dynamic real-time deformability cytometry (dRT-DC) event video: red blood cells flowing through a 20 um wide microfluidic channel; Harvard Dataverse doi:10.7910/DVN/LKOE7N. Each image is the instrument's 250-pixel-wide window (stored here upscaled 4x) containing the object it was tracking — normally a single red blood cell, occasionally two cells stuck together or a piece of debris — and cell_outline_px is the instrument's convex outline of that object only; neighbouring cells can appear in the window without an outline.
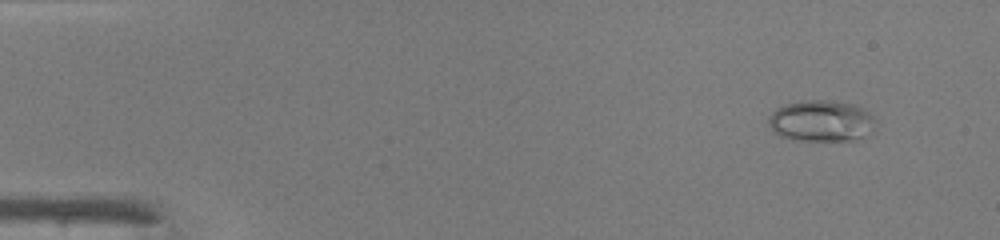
{"species": "common noctule bat (a hibernating species)", "species_latin": "Nyctalus noctula", "temperature_condition": "warm", "stored_images_in_passage": 48, "camera_frame_rate_fps": 3000, "um_per_image_px": 0.085, "animal": {"sex": "male", "body_mass_g": 19.0, "forearm_length_mm": 50.8}, "frame": {"image": 1, "passage_image": 5, "time_ms": 1.333, "image_size_px": [1000, 240], "cell_outline_px": [[872, 120], [860, 136], [852, 140], [792, 140], [780, 136], [768, 124], [768, 116], [772, 112], [788, 104], [804, 100], [828, 100], [852, 104], [868, 112], [872, 116]], "centroid_in_image_um": [69.67, 10.26], "position_along_channel_um": 15.3, "area_um2": 24.62}}
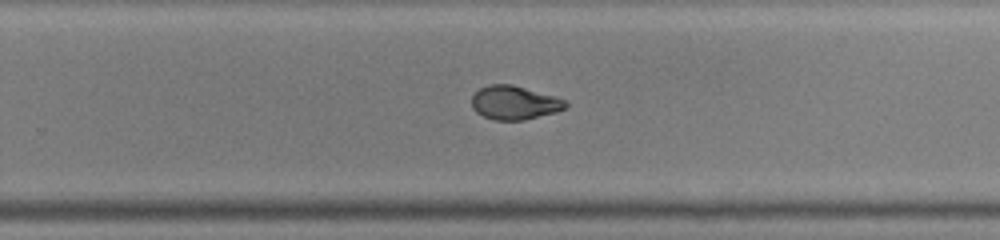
{"frame": {"image": 2, "passage_image": 32, "time_ms": 10.333, "image_size_px": [1000, 240], "cell_outline_px": [[568, 104], [564, 108], [556, 112], [524, 120], [492, 120], [476, 112], [472, 108], [472, 96], [480, 88], [488, 84], [512, 84], [556, 96], [564, 100]], "centroid_in_image_um": [43.71, 8.72], "position_along_channel_um": 286.1, "area_um2": 18.5}}
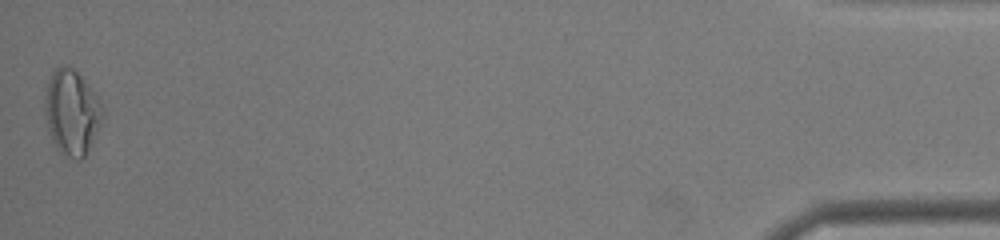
{"frame": {"image": 3, "passage_image": 48, "time_ms": 15.667, "image_size_px": [1000, 240], "cell_outline_px": [[104, 108], [100, 120], [88, 148], [84, 156], [80, 160], [76, 160], [60, 152], [56, 148], [52, 140], [48, 128], [44, 112], [44, 96], [48, 80], [52, 72], [60, 64], [64, 64], [72, 68], [84, 80], [96, 96]], "centroid_in_image_um": [6.04, 9.51], "position_along_channel_um": 429.2, "area_um2": 28.09}, "authors_computed_cell_mechanics": {"area_um2": 19.9699, "velocity_mm_per_s": 4.3335, "shape_relaxation_time_tau1_ms": 6.8049, "shape_relaxation_time_tau2_ms": 0.8529, "deformation_change_tau1": 0.2466, "deformation_change_tau2": 0.0531}}